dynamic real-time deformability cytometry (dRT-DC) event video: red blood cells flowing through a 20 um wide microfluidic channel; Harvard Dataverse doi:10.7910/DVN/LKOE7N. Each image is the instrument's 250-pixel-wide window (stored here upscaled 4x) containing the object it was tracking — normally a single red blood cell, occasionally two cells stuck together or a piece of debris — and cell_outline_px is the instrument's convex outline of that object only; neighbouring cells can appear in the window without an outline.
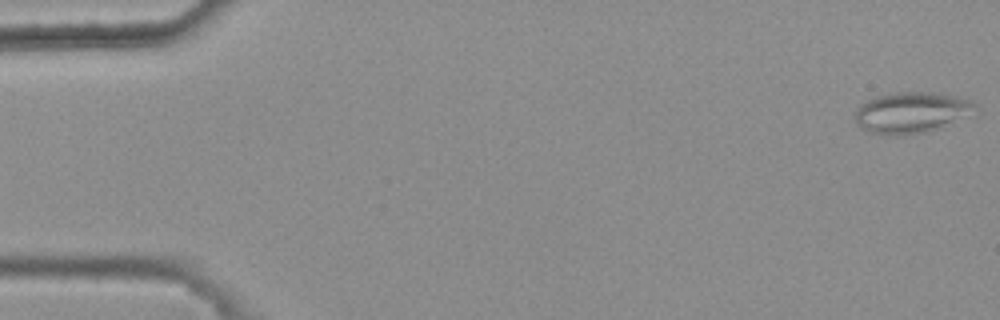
{"species": "common noctule bat (a hibernating species)", "species_latin": "Nyctalus noctula", "temperature_condition": "warm", "stored_images_in_passage": 48, "camera_frame_rate_fps": 3000, "um_per_image_px": 0.085, "animal": {"sex": "female", "body_mass_g": 25.1}, "frame": {"image": 1, "passage_image": 1, "time_ms": 0.0, "image_size_px": [1000, 320], "cell_outline_px": [[980, 104], [940, 128], [924, 132], [896, 136], [888, 136], [868, 132], [860, 128], [856, 124], [856, 108], [860, 104], [876, 96], [896, 92], [940, 92], [972, 100]], "centroid_in_image_um": [77.38, 9.55], "position_along_channel_um": 7.6, "area_um2": 28.5}}
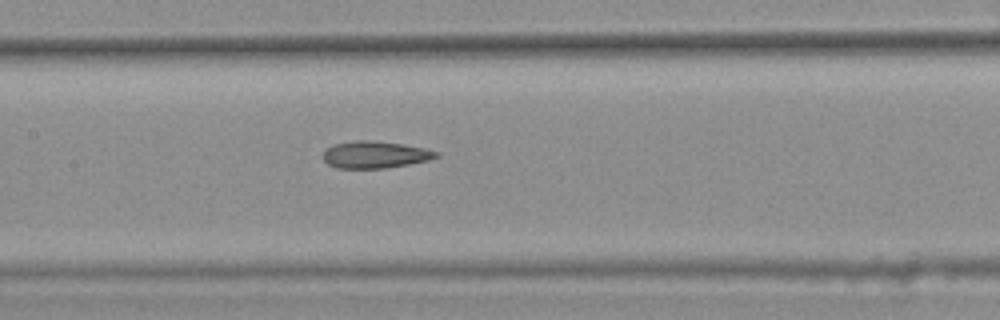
{"frame": {"image": 2, "passage_image": 26, "time_ms": 8.333, "image_size_px": [1000, 320], "cell_outline_px": [[440, 156], [428, 160], [408, 164], [384, 168], [336, 168], [328, 164], [324, 160], [324, 148], [332, 144], [352, 140], [364, 140], [400, 144], [424, 148], [440, 152]], "centroid_in_image_um": [31.84, 13.14], "position_along_channel_um": 175.6, "area_um2": 17.74}}
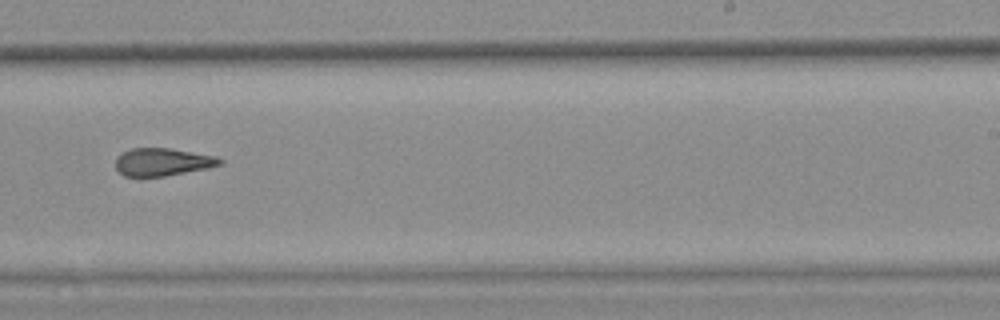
{"frame": {"image": 3, "passage_image": 34, "time_ms": 11.0, "image_size_px": [1000, 320], "cell_outline_px": [[224, 164], [208, 168], [164, 176], [124, 176], [116, 168], [116, 156], [132, 148], [172, 148], [216, 156], [224, 160]], "centroid_in_image_um": [13.86, 13.76], "position_along_channel_um": 275.1, "area_um2": 16.88}, "authors_computed_cell_mechanics": {"area_um2": 18.2648, "velocity_mm_per_s": 3.757, "shape_relaxation_time_tau1_ms": null, "shape_relaxation_time_tau2_ms": 3.5691, "deformation_change_tau1": null, "deformation_change_tau2": 0.1415}}